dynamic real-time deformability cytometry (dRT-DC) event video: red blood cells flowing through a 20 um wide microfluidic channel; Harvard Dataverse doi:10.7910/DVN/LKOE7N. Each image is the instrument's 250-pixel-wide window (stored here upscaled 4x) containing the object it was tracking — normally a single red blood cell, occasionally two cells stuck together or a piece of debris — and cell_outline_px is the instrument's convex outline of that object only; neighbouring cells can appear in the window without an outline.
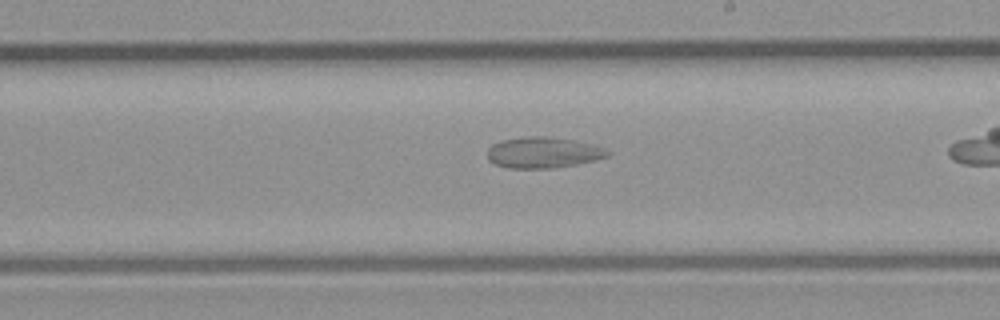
{"species": "common noctule bat (a hibernating species)", "species_latin": "Nyctalus noctula", "temperature_condition": "room temperature", "stored_images_in_passage": 21, "camera_frame_rate_fps": 3000, "um_per_image_px": 0.085, "animal": {"sex": "male", "body_mass_g": 23.1, "forearm_length_mm": 52.7}, "frame": {"image": 1, "passage_image": 12, "time_ms": 3.667, "image_size_px": [1000, 320], "cell_outline_px": [[612, 152], [608, 156], [576, 164], [552, 168], [508, 168], [496, 164], [488, 160], [488, 148], [492, 144], [500, 140], [528, 136], [548, 136], [572, 140], [604, 148]], "centroid_in_image_um": [46.12, 12.96], "position_along_channel_um": 242.9, "area_um2": 21.5}}
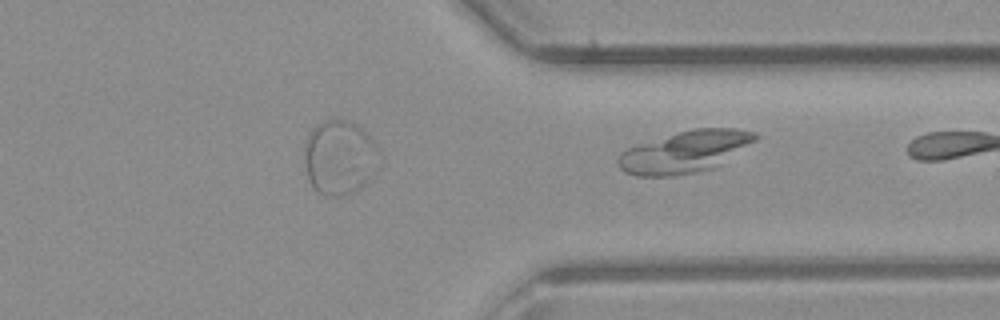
{"frame": {"image": 2, "passage_image": 21, "time_ms": 6.667, "image_size_px": [1000, 320], "cell_outline_px": [[760, 136], [756, 140], [712, 168], [696, 172], [672, 176], [636, 176], [624, 172], [620, 168], [616, 160], [620, 152], [628, 148], [640, 144], [692, 128], [736, 128], [756, 132]], "centroid_in_image_um": [58.19, 12.9], "position_along_channel_um": 353.2, "area_um2": 33.0}}